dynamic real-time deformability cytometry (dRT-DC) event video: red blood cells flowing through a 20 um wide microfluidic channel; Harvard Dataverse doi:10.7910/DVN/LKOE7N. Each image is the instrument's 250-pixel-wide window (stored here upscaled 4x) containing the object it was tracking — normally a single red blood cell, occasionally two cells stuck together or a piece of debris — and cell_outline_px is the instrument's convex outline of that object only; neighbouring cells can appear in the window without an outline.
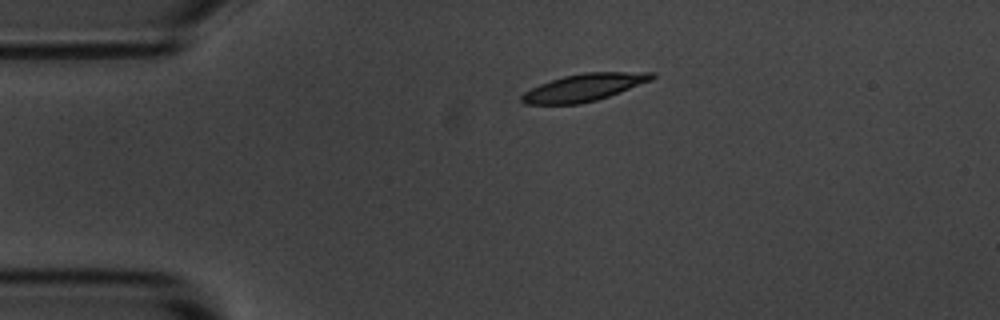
{"species": "common noctule bat (a hibernating species)", "species_latin": "Nyctalus noctula", "temperature_condition": "room temperature", "stored_images_in_passage": 46, "camera_frame_rate_fps": 3000, "um_per_image_px": 0.085, "animal": {"sex": "male", "body_mass_g": 20.1, "forearm_length_mm": 53.5}, "frame": {"image": 1, "passage_image": 1, "time_ms": 0.0, "image_size_px": [1000, 320], "cell_outline_px": [[656, 76], [652, 80], [620, 92], [596, 100], [580, 104], [524, 104], [520, 100], [520, 96], [524, 92], [540, 84], [564, 76], [584, 72], [656, 72]], "centroid_in_image_um": [49.65, 7.43], "position_along_channel_um": 35.3, "area_um2": 20.69}}
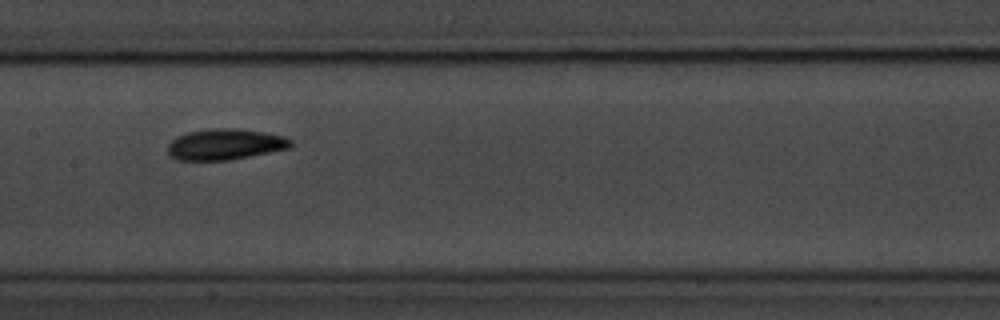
{"frame": {"image": 2, "passage_image": 17, "time_ms": 5.333, "image_size_px": [1000, 320], "cell_outline_px": [[292, 148], [228, 160], [176, 160], [168, 152], [168, 144], [176, 136], [188, 132], [212, 128], [236, 128], [264, 132], [284, 136], [292, 140]], "centroid_in_image_um": [19.15, 12.26], "position_along_channel_um": 188.2, "area_um2": 22.25}}
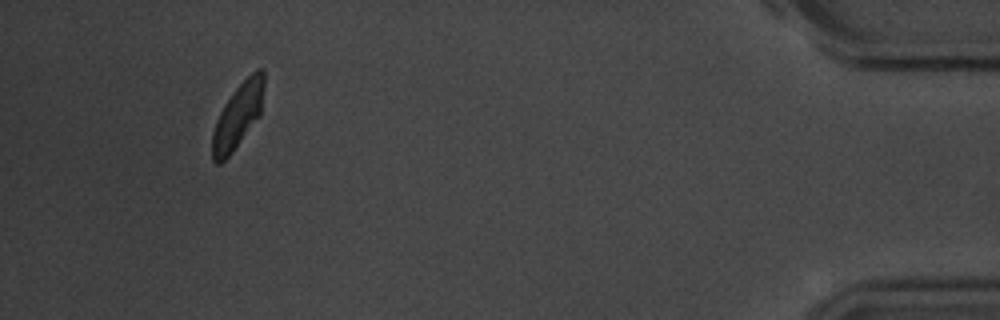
{"frame": {"image": 3, "passage_image": 42, "time_ms": 13.667, "image_size_px": [1000, 320], "cell_outline_px": [[264, 88], [260, 116], [232, 152], [220, 164], [216, 164], [212, 160], [212, 132], [216, 120], [224, 104], [236, 88], [256, 68], [264, 68]], "centroid_in_image_um": [20.22, 9.83], "position_along_channel_um": 415.0, "area_um2": 19.54}, "authors_computed_cell_mechanics": {"area_um2": 21.097, "velocity_mm_per_s": 3.5279, "shape_relaxation_time_tau1_ms": 3.3327, "shape_relaxation_time_tau2_ms": 2.8755, "deformation_change_tau1": 0.1607, "deformation_change_tau2": 0.0603}}